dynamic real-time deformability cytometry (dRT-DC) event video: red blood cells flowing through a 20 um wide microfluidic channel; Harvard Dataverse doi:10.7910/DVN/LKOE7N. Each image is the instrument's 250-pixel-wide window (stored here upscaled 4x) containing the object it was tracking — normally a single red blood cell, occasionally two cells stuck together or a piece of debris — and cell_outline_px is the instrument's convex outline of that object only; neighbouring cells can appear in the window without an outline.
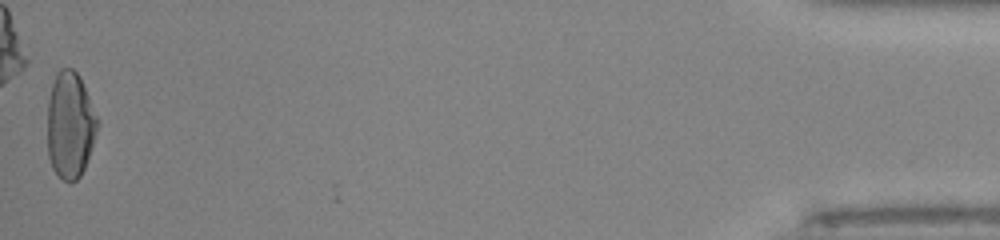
{"species": "human", "species_latin": "Homo sapiens", "temperature_condition": "room temperature", "stored_images_in_passage": 36, "camera_frame_rate_fps": 3000, "um_per_image_px": 0.085, "donor": {"sex": "male"}, "frame": {"image": 1, "passage_image": 36, "time_ms": 11.667, "image_size_px": [1000, 240], "cell_outline_px": [[100, 124], [84, 168], [80, 176], [72, 184], [68, 184], [52, 168], [48, 156], [48, 100], [52, 84], [56, 72], [60, 68], [72, 68], [80, 76], [100, 120]], "centroid_in_image_um": [5.98, 10.62], "position_along_channel_um": 429.2, "area_um2": 31.44}, "authors_computed_cell_mechanics": {"area_um2": 31.1253, "velocity_mm_per_s": 4.0384, "shape_relaxation_time_tau1_ms": null, "shape_relaxation_time_tau2_ms": 1.4336, "deformation_change_tau1": null, "deformation_change_tau2": 0.0519}}